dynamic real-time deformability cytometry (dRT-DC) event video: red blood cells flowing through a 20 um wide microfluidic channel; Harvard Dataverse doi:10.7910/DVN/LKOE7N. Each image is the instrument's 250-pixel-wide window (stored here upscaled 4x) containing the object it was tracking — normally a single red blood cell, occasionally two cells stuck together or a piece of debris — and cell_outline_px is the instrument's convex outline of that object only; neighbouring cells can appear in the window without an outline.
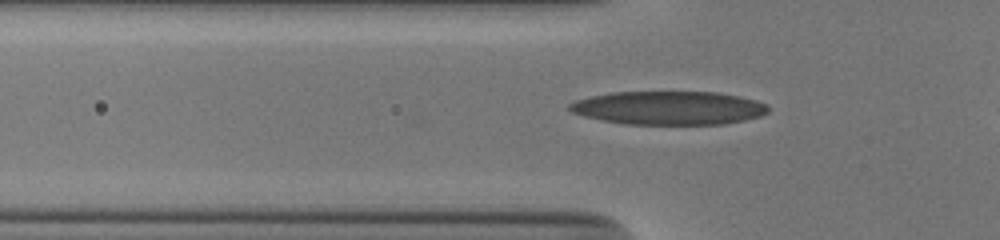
{"species": "human", "species_latin": "Homo sapiens", "temperature_condition": "cold", "stored_images_in_passage": 35, "camera_frame_rate_fps": 3000, "um_per_image_px": 0.085, "donor": {"sex": "male"}, "frame": {"image": 1, "passage_image": 5, "time_ms": 1.333, "image_size_px": [1000, 240], "cell_outline_px": [[768, 112], [760, 116], [744, 120], [724, 124], [624, 124], [584, 116], [572, 112], [568, 108], [568, 104], [576, 100], [592, 96], [612, 92], [716, 92], [740, 96], [756, 100], [768, 104]], "centroid_in_image_um": [56.87, 9.17], "position_along_channel_um": 68.9, "area_um2": 38.78}}
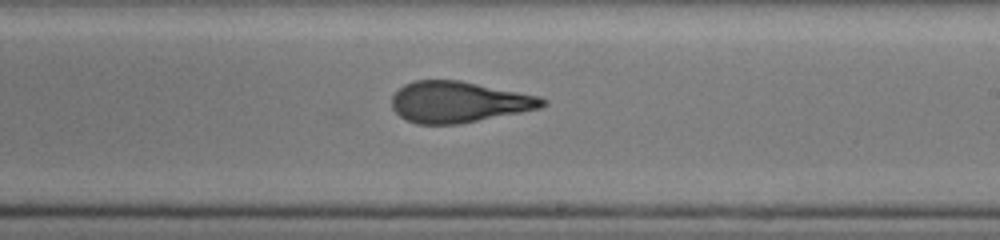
{"frame": {"image": 2, "passage_image": 19, "time_ms": 6.0, "image_size_px": [1000, 240], "cell_outline_px": [[548, 104], [540, 108], [460, 124], [416, 124], [400, 116], [392, 108], [392, 96], [404, 84], [412, 80], [460, 80], [540, 96], [548, 100]], "centroid_in_image_um": [39.0, 8.66], "position_along_channel_um": 250.0, "area_um2": 36.13}}
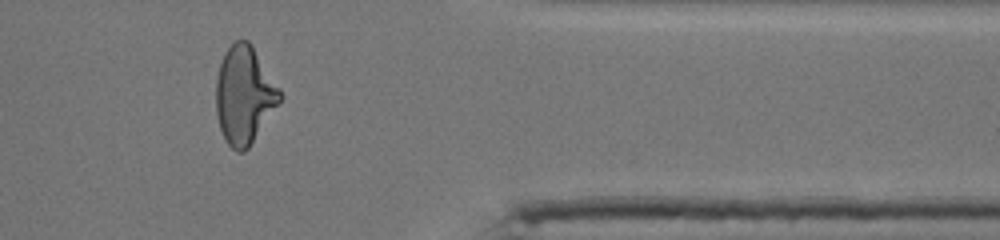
{"frame": {"image": 3, "passage_image": 31, "time_ms": 10.0, "image_size_px": [1000, 240], "cell_outline_px": [[280, 100], [248, 148], [244, 152], [236, 152], [224, 140], [220, 128], [216, 112], [216, 80], [220, 64], [224, 52], [236, 40], [248, 40], [252, 44], [280, 88]], "centroid_in_image_um": [20.74, 8.07], "position_along_channel_um": 390.7, "area_um2": 36.01}}